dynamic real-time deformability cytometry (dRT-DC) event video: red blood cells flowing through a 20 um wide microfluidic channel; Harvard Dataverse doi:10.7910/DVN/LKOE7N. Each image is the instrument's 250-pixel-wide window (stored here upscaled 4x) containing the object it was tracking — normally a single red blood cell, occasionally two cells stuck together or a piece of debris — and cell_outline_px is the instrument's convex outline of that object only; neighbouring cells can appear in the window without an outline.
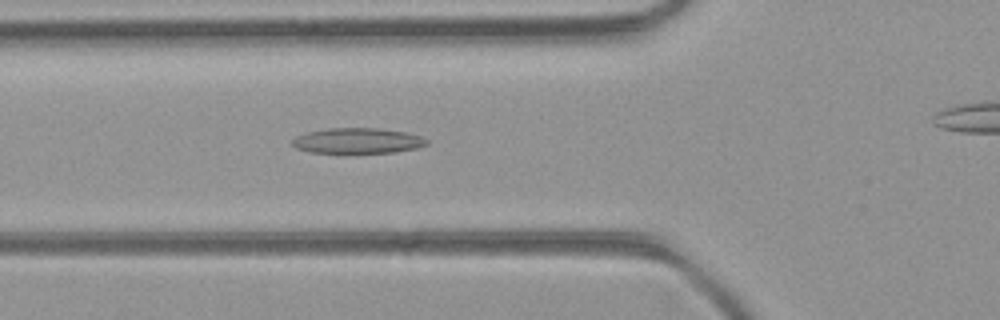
{"species": "common noctule bat (a hibernating species)", "species_latin": "Nyctalus noctula", "temperature_condition": "room temperature", "stored_images_in_passage": 19, "camera_frame_rate_fps": 3000, "um_per_image_px": 0.085, "animal": {"sex": "female", "body_mass_g": 21.9}, "frame": {"image": 1, "passage_image": 7, "time_ms": 2.0, "image_size_px": [1000, 320], "cell_outline_px": [[428, 144], [416, 148], [396, 152], [344, 156], [308, 152], [296, 148], [292, 144], [292, 140], [296, 136], [308, 132], [328, 128], [380, 128], [404, 132], [420, 136], [428, 140]], "centroid_in_image_um": [30.35, 12.02], "position_along_channel_um": 95.5, "area_um2": 20.98}}
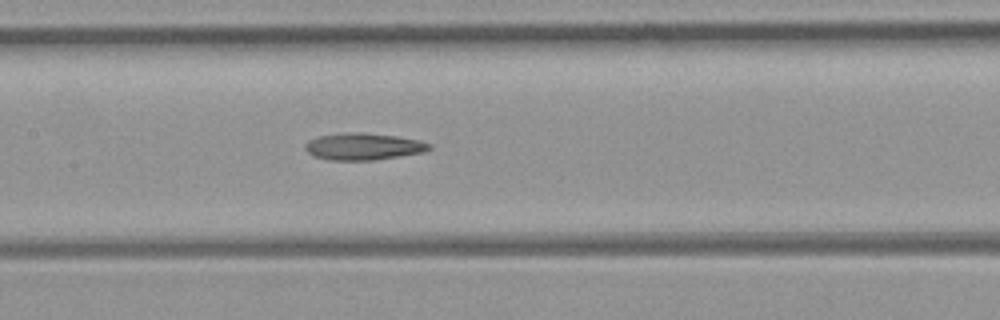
{"frame": {"image": 2, "passage_image": 13, "time_ms": 4.0, "image_size_px": [1000, 320], "cell_outline_px": [[432, 148], [424, 152], [400, 156], [372, 160], [328, 160], [316, 156], [308, 152], [304, 148], [308, 140], [320, 136], [348, 132], [364, 132], [396, 136], [420, 140], [432, 144]], "centroid_in_image_um": [30.92, 12.45], "position_along_channel_um": 176.5, "area_um2": 19.42}}
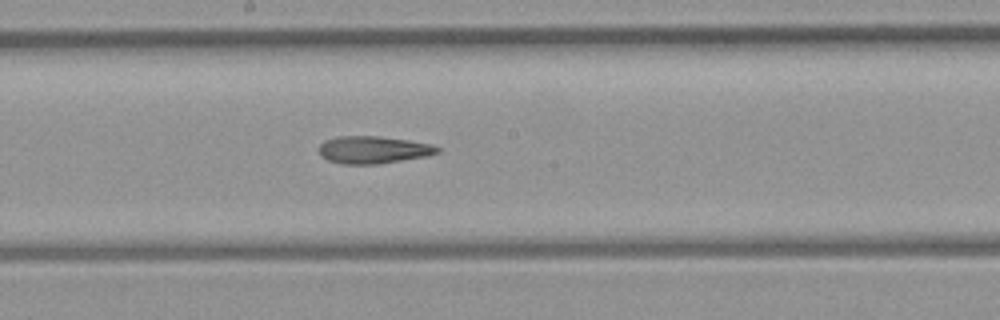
{"frame": {"image": 3, "passage_image": 16, "time_ms": 5.0, "image_size_px": [1000, 320], "cell_outline_px": [[440, 152], [428, 156], [380, 164], [340, 164], [328, 160], [320, 156], [320, 144], [324, 140], [340, 136], [380, 136], [408, 140], [432, 144], [440, 148]], "centroid_in_image_um": [31.74, 12.74], "position_along_channel_um": 216.5, "area_um2": 19.07}}